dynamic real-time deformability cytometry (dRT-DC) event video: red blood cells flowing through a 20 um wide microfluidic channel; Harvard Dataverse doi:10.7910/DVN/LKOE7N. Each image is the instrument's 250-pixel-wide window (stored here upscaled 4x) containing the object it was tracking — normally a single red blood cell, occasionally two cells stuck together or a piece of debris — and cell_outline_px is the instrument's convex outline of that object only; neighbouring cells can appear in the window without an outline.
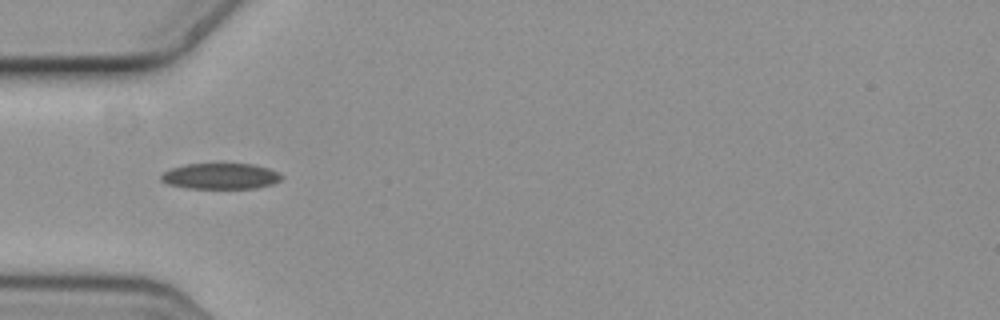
{"species": "common noctule bat (a hibernating species)", "species_latin": "Nyctalus noctula", "temperature_condition": "cold", "stored_images_in_passage": 14, "camera_frame_rate_fps": 3000, "um_per_image_px": 0.085, "animal": {"sex": "female", "body_mass_g": 19.3, "forearm_length_mm": 54.1}, "frame": {"image": 1, "passage_image": 4, "time_ms": 1.0, "image_size_px": [1000, 320], "cell_outline_px": [[284, 176], [280, 180], [272, 184], [256, 188], [188, 188], [168, 184], [160, 180], [160, 176], [164, 172], [172, 168], [184, 164], [252, 164], [268, 168]], "centroid_in_image_um": [18.73, 14.97], "position_along_channel_um": 66.3, "area_um2": 18.03}}
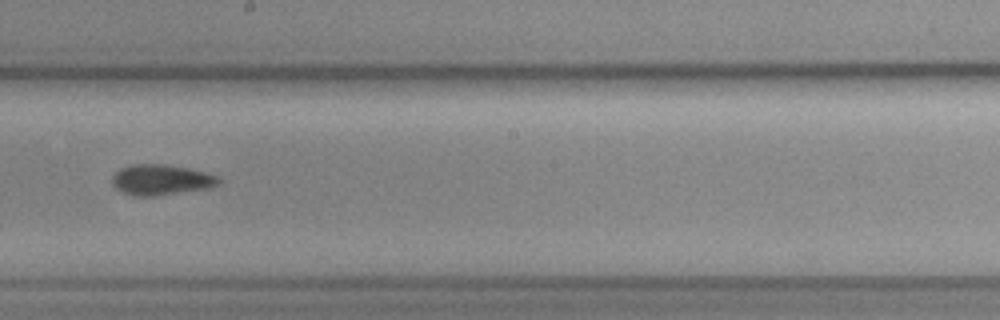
{"frame": {"image": 2, "passage_image": 8, "time_ms": 2.333, "image_size_px": [1000, 320], "cell_outline_px": [[220, 180], [216, 184], [204, 188], [156, 196], [132, 196], [116, 188], [112, 184], [112, 176], [120, 168], [132, 164], [164, 164], [188, 168], [220, 176]], "centroid_in_image_um": [13.64, 15.27], "position_along_channel_um": 234.6, "area_um2": 18.73}}
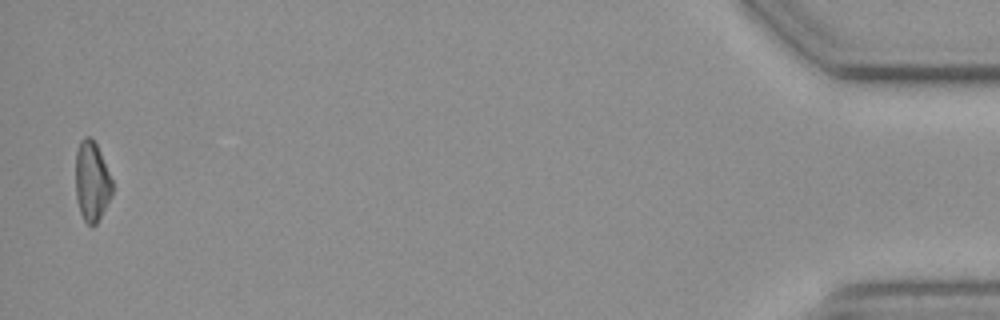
{"frame": {"image": 3, "passage_image": 14, "time_ms": 4.333, "image_size_px": [1000, 320], "cell_outline_px": [[112, 196], [96, 224], [92, 228], [84, 220], [80, 212], [76, 200], [76, 152], [80, 140], [84, 136], [88, 136], [96, 144], [100, 152], [112, 180]], "centroid_in_image_um": [7.8, 15.44], "position_along_channel_um": 427.4, "area_um2": 17.05}}